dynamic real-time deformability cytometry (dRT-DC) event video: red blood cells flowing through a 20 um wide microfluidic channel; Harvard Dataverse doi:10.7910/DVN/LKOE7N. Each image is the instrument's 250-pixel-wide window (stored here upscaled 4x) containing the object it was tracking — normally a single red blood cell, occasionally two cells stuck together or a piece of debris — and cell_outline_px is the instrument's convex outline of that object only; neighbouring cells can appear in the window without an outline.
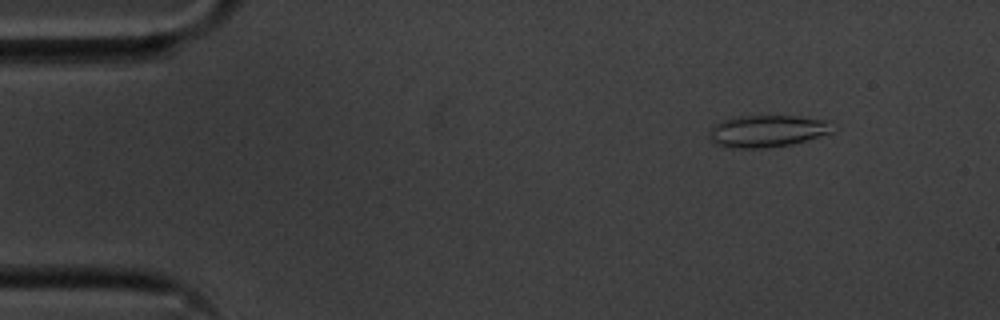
{"species": "common noctule bat (a hibernating species)", "species_latin": "Nyctalus noctula", "temperature_condition": "cold", "stored_images_in_passage": 50, "camera_frame_rate_fps": 3000, "um_per_image_px": 0.085, "animal": {"sex": "male", "body_mass_g": 20.1, "forearm_length_mm": 53.5}, "frame": {"image": 1, "passage_image": 1, "time_ms": 0.0, "image_size_px": [1000, 320], "cell_outline_px": [[836, 128], [832, 132], [792, 144], [764, 148], [724, 148], [708, 140], [712, 128], [716, 124], [732, 116], [796, 116], [828, 120]], "centroid_in_image_um": [65.2, 11.14], "position_along_channel_um": 19.8, "area_um2": 23.12}}
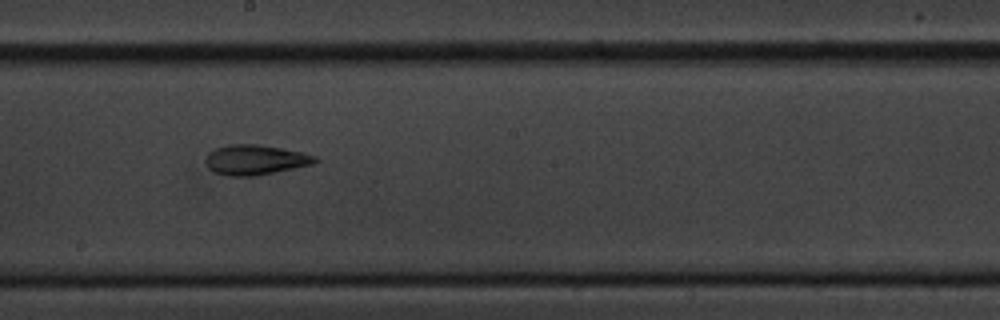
{"frame": {"image": 2, "passage_image": 25, "time_ms": 8.0, "image_size_px": [1000, 320], "cell_outline_px": [[320, 160], [312, 164], [296, 168], [256, 176], [228, 176], [212, 172], [208, 168], [208, 152], [216, 148], [228, 144], [260, 144], [304, 152], [316, 156]], "centroid_in_image_um": [21.74, 13.58], "position_along_channel_um": 226.5, "area_um2": 19.31}}
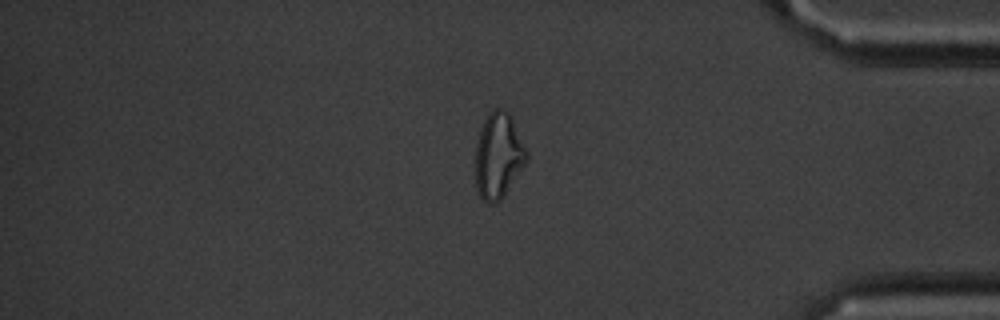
{"frame": {"image": 3, "passage_image": 41, "time_ms": 13.333, "image_size_px": [1000, 320], "cell_outline_px": [[528, 160], [500, 200], [492, 204], [488, 204], [476, 192], [476, 144], [480, 128], [484, 120], [492, 108], [500, 108], [508, 112], [528, 152]], "centroid_in_image_um": [42.35, 13.23], "position_along_channel_um": 392.9, "area_um2": 25.37}, "authors_computed_cell_mechanics": {"area_um2": 20.1722, "velocity_mm_per_s": 3.6098, "shape_relaxation_time_tau1_ms": 6.9258, "shape_relaxation_time_tau2_ms": 2.437, "deformation_change_tau1": 0.1813, "deformation_change_tau2": 0.1017}}